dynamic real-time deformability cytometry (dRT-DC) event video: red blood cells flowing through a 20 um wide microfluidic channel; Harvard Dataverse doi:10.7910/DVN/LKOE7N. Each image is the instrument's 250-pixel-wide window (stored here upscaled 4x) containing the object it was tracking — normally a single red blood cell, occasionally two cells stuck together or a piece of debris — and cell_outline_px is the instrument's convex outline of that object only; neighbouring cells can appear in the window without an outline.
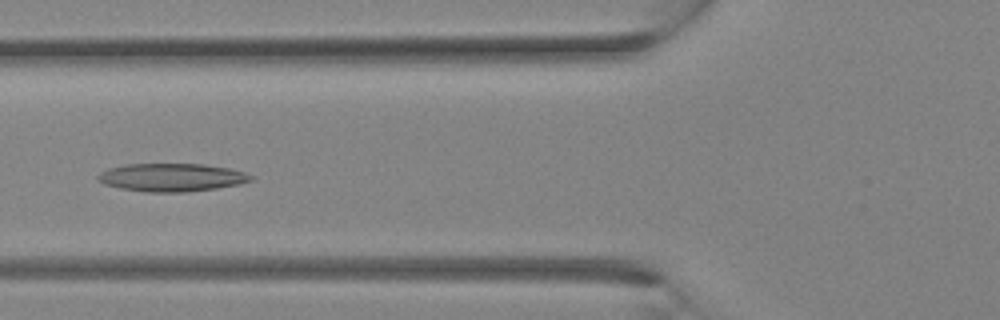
{"species": "Egyptian fruit bat (a non-hibernating species)", "species_latin": "Rousettus aegyptiacus", "temperature_condition": "room temperature", "stored_images_in_passage": 31, "camera_frame_rate_fps": 3000, "um_per_image_px": 0.085, "animal": {"sex": "female"}, "frame": {"image": 1, "passage_image": 11, "time_ms": 3.333, "image_size_px": [1000, 320], "cell_outline_px": [[256, 176], [252, 180], [240, 184], [216, 188], [188, 192], [148, 192], [120, 188], [104, 184], [96, 180], [96, 176], [100, 172], [108, 168], [124, 164], [204, 164], [228, 168], [244, 172]], "centroid_in_image_um": [14.58, 15.08], "position_along_channel_um": 111.2, "area_um2": 25.2}}
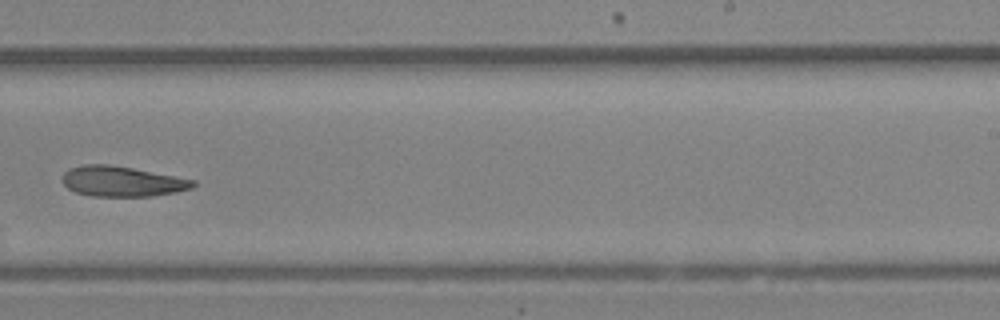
{"frame": {"image": 2, "passage_image": 19, "time_ms": 6.0, "image_size_px": [1000, 320], "cell_outline_px": [[196, 184], [192, 188], [176, 192], [152, 196], [92, 196], [76, 192], [68, 188], [60, 180], [64, 172], [68, 168], [84, 164], [108, 164], [132, 168], [196, 180]], "centroid_in_image_um": [10.34, 15.41], "position_along_channel_um": 278.7, "area_um2": 23.12}}
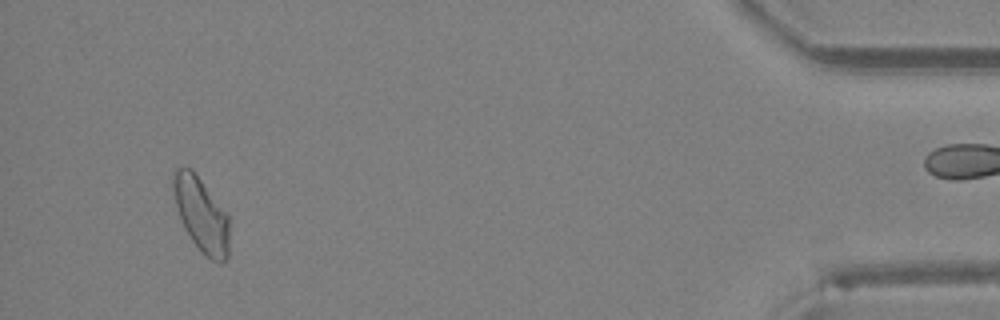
{"frame": {"image": 3, "passage_image": 29, "time_ms": 9.333, "image_size_px": [1000, 320], "cell_outline_px": [[228, 256], [220, 264], [204, 256], [200, 252], [184, 228], [176, 208], [172, 188], [172, 172], [176, 168], [192, 168], [228, 212]], "centroid_in_image_um": [17.1, 18.22], "position_along_channel_um": 418.1, "area_um2": 24.74}}